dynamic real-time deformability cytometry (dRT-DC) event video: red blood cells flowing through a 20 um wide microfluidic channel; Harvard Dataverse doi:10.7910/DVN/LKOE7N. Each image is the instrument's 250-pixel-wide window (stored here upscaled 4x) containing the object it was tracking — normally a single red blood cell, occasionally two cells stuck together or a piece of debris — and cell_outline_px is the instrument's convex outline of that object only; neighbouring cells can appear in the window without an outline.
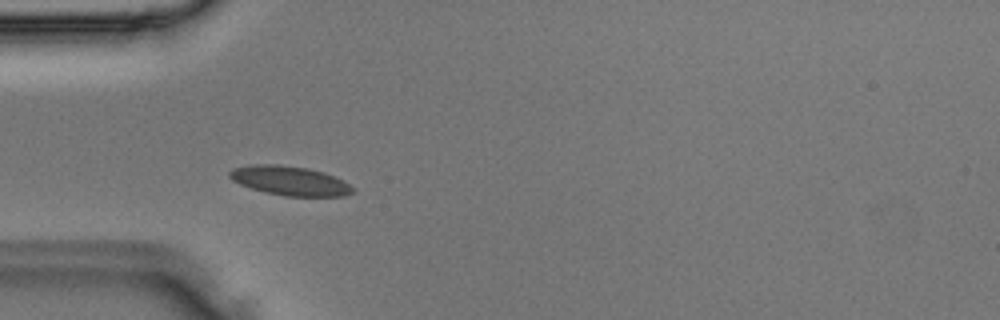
{"species": "Egyptian fruit bat (a non-hibernating species)", "species_latin": "Rousettus aegyptiacus", "temperature_condition": "room temperature", "stored_images_in_passage": 3, "camera_frame_rate_fps": 3000, "um_per_image_px": 0.085, "animal": {"sex": "male"}, "frame": {"image": 1, "passage_image": 2, "time_ms": 0.333, "image_size_px": [1000, 320], "cell_outline_px": [[356, 192], [344, 196], [284, 196], [264, 192], [240, 184], [232, 180], [228, 176], [228, 172], [232, 168], [256, 164], [276, 164], [304, 168], [324, 172], [356, 188]], "centroid_in_image_um": [24.63, 15.37], "position_along_channel_um": 60.4, "area_um2": 20.92}}
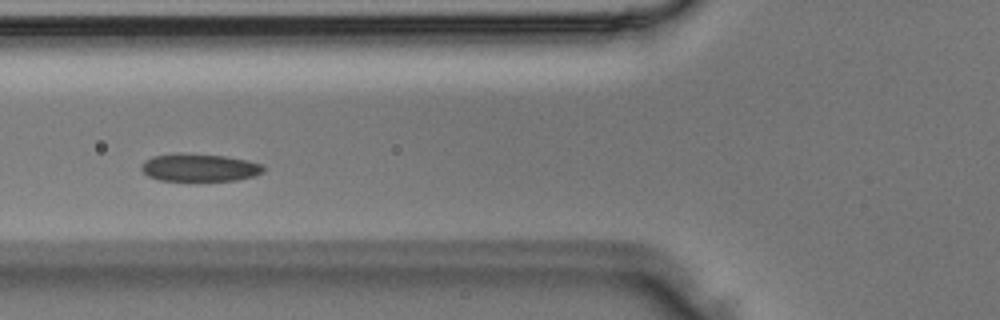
{"frame": {"image": 2, "passage_image": 3, "time_ms": 0.667, "image_size_px": [1000, 320], "cell_outline_px": [[264, 172], [252, 176], [236, 180], [160, 180], [148, 176], [140, 168], [144, 160], [152, 156], [180, 152], [224, 156], [244, 160], [260, 164], [264, 168]], "centroid_in_image_um": [16.89, 14.23], "position_along_channel_um": 108.9, "area_um2": 19.54}}